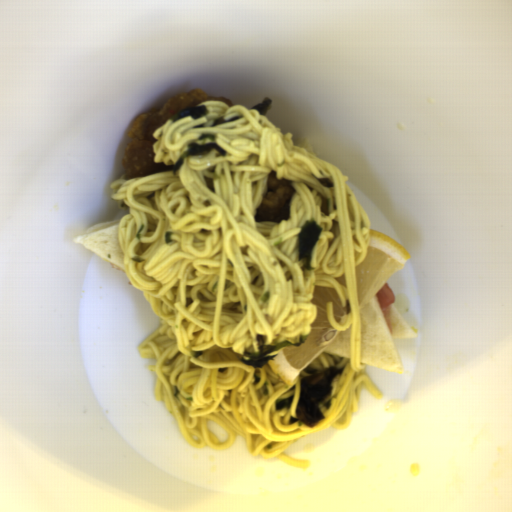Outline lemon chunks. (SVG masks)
<instances>
[{
	"label": "lemon chunks",
	"instance_id": "lemon-chunks-1",
	"mask_svg": "<svg viewBox=\"0 0 512 512\" xmlns=\"http://www.w3.org/2000/svg\"><path fill=\"white\" fill-rule=\"evenodd\" d=\"M310 302L315 305L316 315L310 324L311 330L305 344L281 350L268 363L270 370L291 386L295 384L299 374L310 366L342 331L330 323L327 304L332 303V315L339 326L347 322L352 311L350 302L347 300L344 306L335 289L331 287L315 286Z\"/></svg>",
	"mask_w": 512,
	"mask_h": 512
},
{
	"label": "lemon chunks",
	"instance_id": "lemon-chunks-2",
	"mask_svg": "<svg viewBox=\"0 0 512 512\" xmlns=\"http://www.w3.org/2000/svg\"><path fill=\"white\" fill-rule=\"evenodd\" d=\"M410 258L409 252L399 242L370 229L365 259L355 267L359 313Z\"/></svg>",
	"mask_w": 512,
	"mask_h": 512
},
{
	"label": "lemon chunks",
	"instance_id": "lemon-chunks-3",
	"mask_svg": "<svg viewBox=\"0 0 512 512\" xmlns=\"http://www.w3.org/2000/svg\"><path fill=\"white\" fill-rule=\"evenodd\" d=\"M337 281L338 284L344 286L346 288V276H345V273L342 274L339 278H336L335 279Z\"/></svg>",
	"mask_w": 512,
	"mask_h": 512
}]
</instances>
